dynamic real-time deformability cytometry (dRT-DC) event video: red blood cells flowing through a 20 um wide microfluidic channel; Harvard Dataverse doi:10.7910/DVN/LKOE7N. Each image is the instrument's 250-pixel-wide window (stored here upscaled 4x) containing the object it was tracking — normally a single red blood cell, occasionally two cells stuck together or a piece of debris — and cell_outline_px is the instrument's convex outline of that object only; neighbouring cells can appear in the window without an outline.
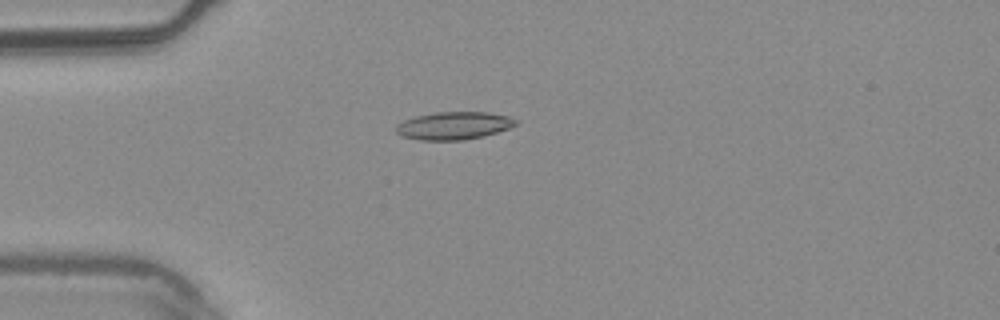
{"species": "common noctule bat (a hibernating species)", "species_latin": "Nyctalus noctula", "temperature_condition": "warm", "stored_images_in_passage": 2, "camera_frame_rate_fps": 3000, "um_per_image_px": 0.085, "animal": {"sex": "male", "body_mass_g": 20.4}, "frame": {"image": 1, "passage_image": 2, "time_ms": 0.333, "image_size_px": [1000, 320], "cell_outline_px": [[516, 124], [508, 128], [484, 136], [464, 140], [420, 140], [400, 136], [396, 132], [396, 124], [404, 120], [416, 116], [436, 112], [488, 112], [508, 116], [516, 120]], "centroid_in_image_um": [38.53, 10.68], "position_along_channel_um": 46.5, "area_um2": 19.31}}